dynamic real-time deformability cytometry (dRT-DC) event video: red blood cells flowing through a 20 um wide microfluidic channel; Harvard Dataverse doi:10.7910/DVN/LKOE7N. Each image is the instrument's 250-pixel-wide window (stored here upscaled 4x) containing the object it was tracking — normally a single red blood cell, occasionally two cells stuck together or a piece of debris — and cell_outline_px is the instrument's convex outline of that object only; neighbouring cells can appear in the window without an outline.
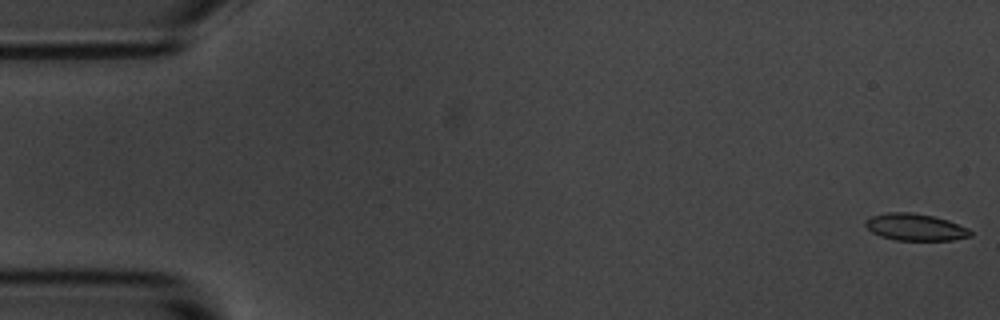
{"species": "common noctule bat (a hibernating species)", "species_latin": "Nyctalus noctula", "temperature_condition": "room temperature", "stored_images_in_passage": 7, "camera_frame_rate_fps": 3000, "um_per_image_px": 0.085, "animal": {"sex": "male", "body_mass_g": 20.1, "forearm_length_mm": 53.5}, "frame": {"image": 1, "passage_image": 1, "time_ms": 0.0, "image_size_px": [1000, 320], "cell_outline_px": [[972, 236], [952, 240], [896, 240], [880, 236], [872, 232], [864, 224], [864, 220], [872, 216], [888, 212], [912, 212], [932, 216], [948, 220], [968, 228], [972, 232]], "centroid_in_image_um": [77.79, 19.3], "position_along_channel_um": 7.2, "area_um2": 16.47}}